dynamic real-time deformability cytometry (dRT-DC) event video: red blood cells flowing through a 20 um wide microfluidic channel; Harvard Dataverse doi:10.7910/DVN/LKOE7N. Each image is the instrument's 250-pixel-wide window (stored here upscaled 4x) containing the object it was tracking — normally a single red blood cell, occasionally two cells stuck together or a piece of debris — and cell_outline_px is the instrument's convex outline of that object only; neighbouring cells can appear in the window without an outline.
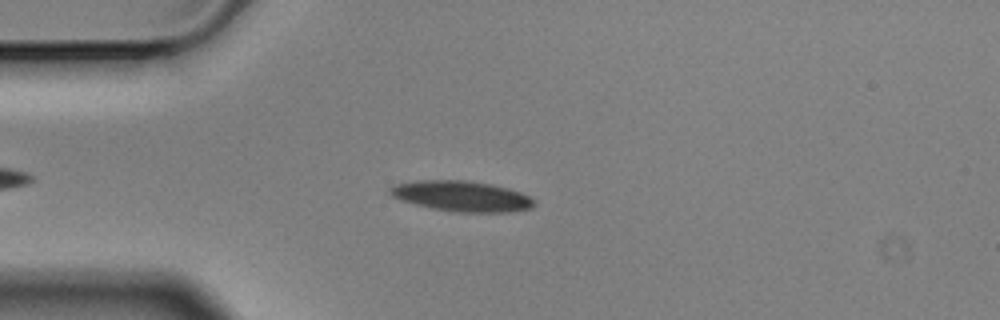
{"species": "Egyptian fruit bat (a non-hibernating species)", "species_latin": "Rousettus aegyptiacus", "temperature_condition": "cold", "stored_images_in_passage": 43, "camera_frame_rate_fps": 3000, "um_per_image_px": 0.085, "animal": {"sex": "male"}, "frame": {"image": 1, "passage_image": 9, "time_ms": 2.667, "image_size_px": [1000, 320], "cell_outline_px": [[536, 204], [532, 208], [508, 212], [456, 212], [432, 208], [400, 200], [392, 196], [388, 192], [388, 188], [396, 184], [416, 180], [468, 180], [492, 184], [508, 188], [520, 192], [536, 200]], "centroid_in_image_um": [39.25, 16.67], "position_along_channel_um": 45.8, "area_um2": 25.78}}
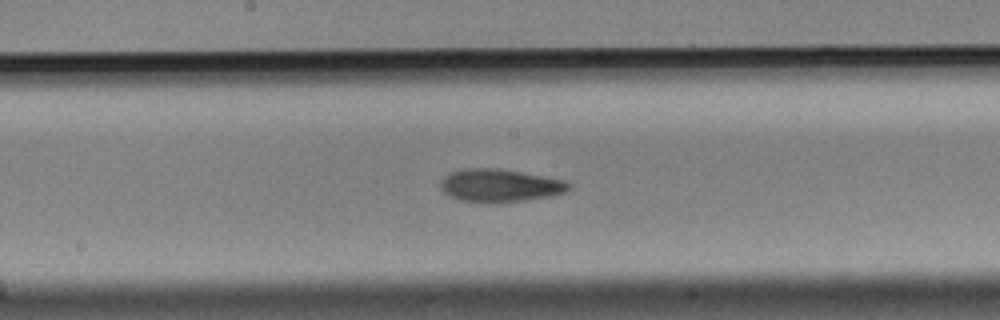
{"frame": {"image": 2, "passage_image": 24, "time_ms": 7.667, "image_size_px": [1000, 320], "cell_outline_px": [[572, 188], [564, 192], [552, 196], [496, 204], [488, 204], [460, 200], [448, 196], [440, 188], [440, 184], [444, 176], [452, 172], [464, 168], [496, 168], [520, 172], [564, 180], [572, 184]], "centroid_in_image_um": [42.47, 15.79], "position_along_channel_um": 205.7, "area_um2": 24.85}}
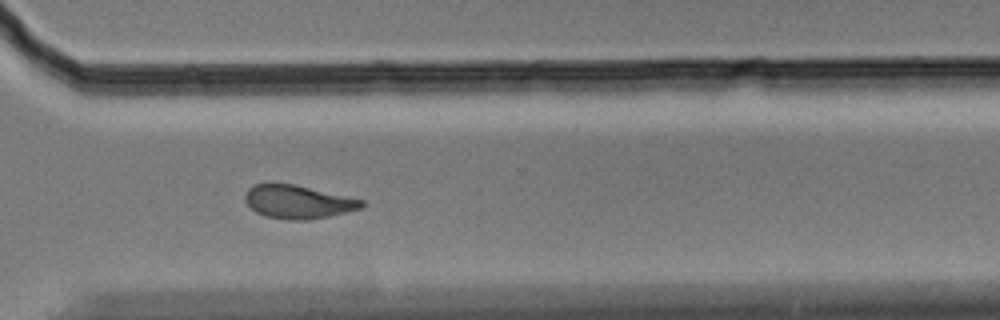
{"frame": {"image": 3, "passage_image": 36, "time_ms": 11.667, "image_size_px": [1000, 320], "cell_outline_px": [[368, 204], [364, 208], [328, 216], [308, 220], [288, 220], [264, 216], [256, 212], [244, 200], [244, 196], [248, 188], [252, 184], [296, 184], [364, 200]], "centroid_in_image_um": [25.36, 17.16], "position_along_channel_um": 345.2, "area_um2": 22.83}, "authors_computed_cell_mechanics": {"area_um2": 23.9292, "velocity_mm_per_s": 3.4999, "shape_relaxation_time_tau1_ms": 6.0293, "shape_relaxation_time_tau2_ms": 6.1022, "deformation_change_tau1": 0.1457, "deformation_change_tau2": 0.1445}}